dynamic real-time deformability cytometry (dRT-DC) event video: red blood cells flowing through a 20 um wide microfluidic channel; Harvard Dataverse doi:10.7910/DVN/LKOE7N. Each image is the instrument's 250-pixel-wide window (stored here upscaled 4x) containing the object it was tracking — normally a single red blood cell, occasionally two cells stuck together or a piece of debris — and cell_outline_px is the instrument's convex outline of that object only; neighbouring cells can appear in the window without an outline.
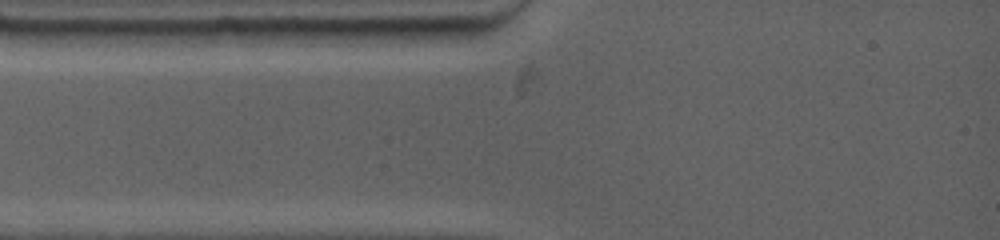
{"species": "common noctule bat (a hibernating species)", "species_latin": "Nyctalus noctula", "temperature_condition": "warm", "stored_images_in_passage": 1, "camera_frame_rate_fps": 4500, "um_per_image_px": 0.085, "animal": {"sex": "female", "body_mass_g": 19.0, "forearm_length_mm": 53.3}, "frame": {"image": 1, "passage_image": 1, "time_ms": 0.0, "image_size_px": [1000, 240], "cell_outline_px": [[192, 32], [160, 48], [124, 52], [108, 44], [88, 32], [92, 28], [120, 28]], "centroid_in_image_um": [11.6, 3.24], "position_along_channel_um": 73.4, "area_um2": 11.16}}